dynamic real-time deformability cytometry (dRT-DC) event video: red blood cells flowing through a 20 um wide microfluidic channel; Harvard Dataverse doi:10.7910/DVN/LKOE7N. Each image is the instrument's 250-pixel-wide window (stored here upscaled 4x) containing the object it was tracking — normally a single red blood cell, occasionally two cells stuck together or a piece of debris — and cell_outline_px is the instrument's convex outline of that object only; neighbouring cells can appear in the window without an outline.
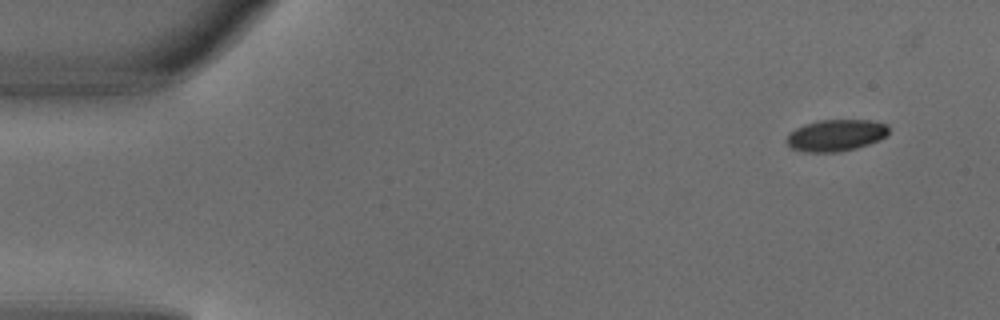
{"species": "common noctule bat (a hibernating species)", "species_latin": "Nyctalus noctula", "temperature_condition": "warm", "stored_images_in_passage": 4, "camera_frame_rate_fps": 3000, "um_per_image_px": 0.085, "animal": {"sex": "male", "body_mass_g": 18.8}, "frame": {"image": 1, "passage_image": 1, "time_ms": 0.0, "image_size_px": [1000, 320], "cell_outline_px": [[888, 132], [880, 140], [856, 148], [840, 152], [804, 152], [792, 148], [784, 140], [788, 132], [804, 124], [816, 120], [872, 120], [888, 124]], "centroid_in_image_um": [71.01, 11.5], "position_along_channel_um": 14.0, "area_um2": 19.07}}
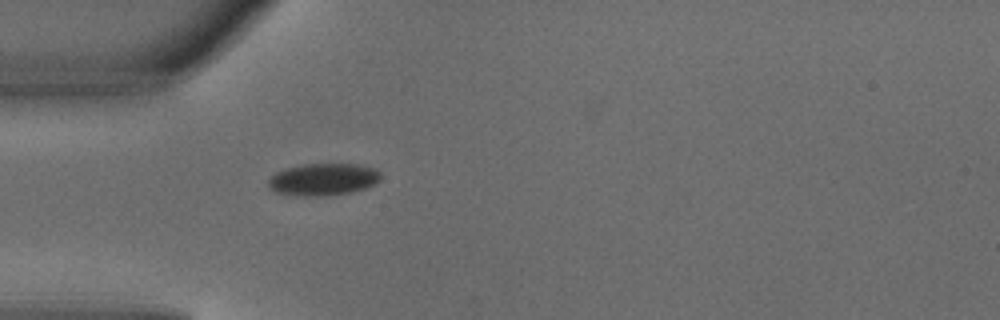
{"frame": {"image": 2, "passage_image": 4, "time_ms": 1.0, "image_size_px": [1000, 320], "cell_outline_px": [[380, 180], [376, 184], [364, 188], [348, 192], [324, 196], [296, 196], [276, 192], [268, 184], [268, 180], [276, 172], [284, 168], [304, 164], [360, 164], [376, 168], [380, 172]], "centroid_in_image_um": [27.49, 15.24], "position_along_channel_um": 57.5, "area_um2": 21.1}}